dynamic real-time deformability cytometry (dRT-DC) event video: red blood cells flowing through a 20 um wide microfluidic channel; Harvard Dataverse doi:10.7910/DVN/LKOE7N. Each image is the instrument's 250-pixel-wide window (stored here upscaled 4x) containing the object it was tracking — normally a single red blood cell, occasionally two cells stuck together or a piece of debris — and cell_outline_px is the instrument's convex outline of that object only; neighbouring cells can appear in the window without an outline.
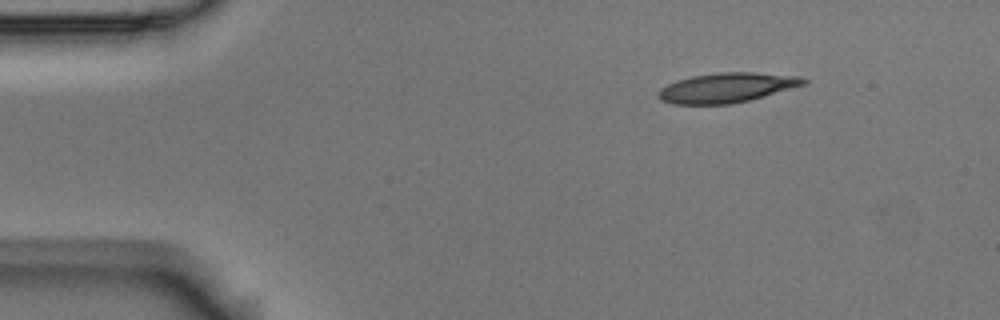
{"species": "Egyptian fruit bat (a non-hibernating species)", "species_latin": "Rousettus aegyptiacus", "temperature_condition": "room temperature", "stored_images_in_passage": 4, "camera_frame_rate_fps": 3000, "um_per_image_px": 0.085, "animal": {"sex": "male"}, "frame": {"image": 1, "passage_image": 4, "time_ms": 1.0, "image_size_px": [1000, 320], "cell_outline_px": [[808, 84], [764, 96], [732, 104], [672, 104], [660, 100], [656, 96], [656, 92], [660, 88], [676, 80], [692, 76], [720, 72], [756, 72], [800, 76], [808, 80]], "centroid_in_image_um": [61.77, 7.45], "position_along_channel_um": 23.2, "area_um2": 25.43}}